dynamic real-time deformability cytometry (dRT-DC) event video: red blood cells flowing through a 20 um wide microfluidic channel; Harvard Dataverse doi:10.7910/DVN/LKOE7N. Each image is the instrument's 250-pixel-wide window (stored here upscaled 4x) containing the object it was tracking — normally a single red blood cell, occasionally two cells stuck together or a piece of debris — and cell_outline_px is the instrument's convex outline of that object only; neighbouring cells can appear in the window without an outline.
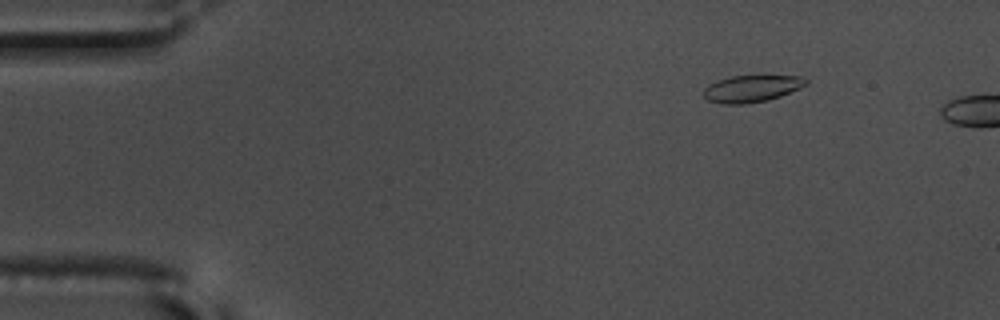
{"species": "common noctule bat (a hibernating species)", "species_latin": "Nyctalus noctula", "temperature_condition": "warm", "stored_images_in_passage": 7, "camera_frame_rate_fps": 3000, "um_per_image_px": 0.085, "animal": {"sex": "male", "body_mass_g": 17.5, "forearm_length_mm": 52.3}, "frame": {"image": 1, "passage_image": 3, "time_ms": 0.667, "image_size_px": [1000, 320], "cell_outline_px": [[808, 84], [800, 88], [780, 96], [768, 100], [744, 104], [720, 104], [708, 100], [704, 96], [704, 88], [708, 84], [732, 76], [804, 76], [808, 80]], "centroid_in_image_um": [63.91, 7.54], "position_along_channel_um": 21.1, "area_um2": 16.01}}